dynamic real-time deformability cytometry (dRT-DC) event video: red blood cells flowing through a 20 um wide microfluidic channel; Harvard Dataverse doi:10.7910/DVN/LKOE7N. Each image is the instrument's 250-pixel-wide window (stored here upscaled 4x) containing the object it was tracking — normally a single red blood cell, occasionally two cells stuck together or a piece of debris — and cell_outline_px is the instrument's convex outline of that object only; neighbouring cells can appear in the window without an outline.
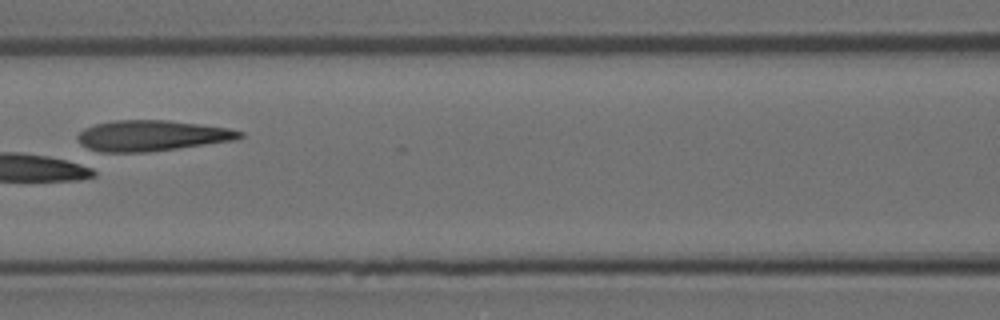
{"species": "Egyptian fruit bat (a non-hibernating species)", "species_latin": "Rousettus aegyptiacus", "temperature_condition": "room temperature", "stored_images_in_passage": 10, "camera_frame_rate_fps": 3000, "um_per_image_px": 0.085, "animal": {"sex": "female"}, "frame": {"image": 1, "passage_image": 7, "time_ms": 2.0, "image_size_px": [1000, 320], "cell_outline_px": [[244, 136], [236, 140], [148, 152], [100, 152], [88, 148], [80, 144], [76, 136], [84, 128], [96, 124], [112, 120], [168, 120], [228, 128], [244, 132]], "centroid_in_image_um": [12.89, 11.53], "position_along_channel_um": 153.7, "area_um2": 29.02}}
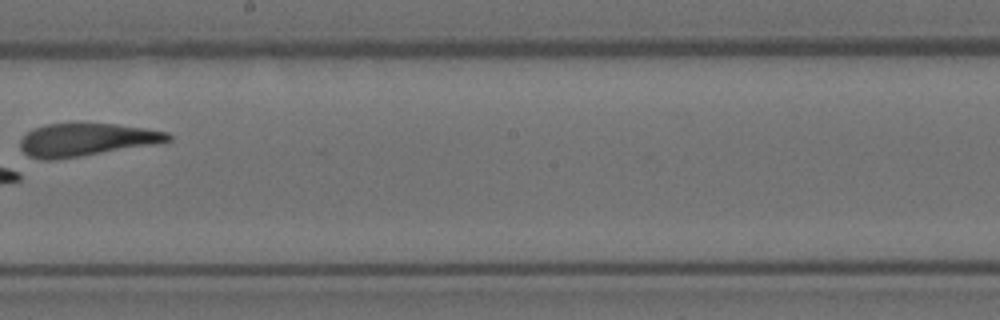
{"frame": {"image": 2, "passage_image": 9, "time_ms": 2.667, "image_size_px": [1000, 320], "cell_outline_px": [[172, 140], [160, 144], [48, 160], [44, 160], [28, 156], [20, 148], [20, 140], [32, 128], [48, 124], [76, 120], [116, 124], [144, 128], [168, 132], [172, 136]], "centroid_in_image_um": [7.35, 11.82], "position_along_channel_um": 240.8, "area_um2": 28.96}}
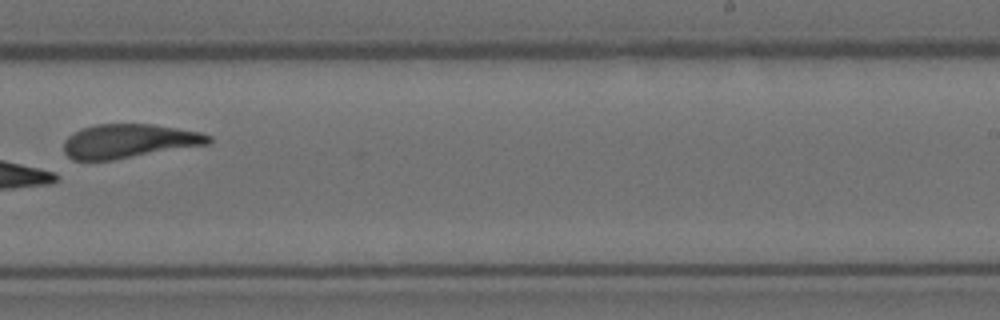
{"frame": {"image": 3, "passage_image": 10, "time_ms": 3.0, "image_size_px": [1000, 320], "cell_outline_px": [[212, 140], [208, 144], [112, 160], [72, 160], [64, 152], [64, 140], [68, 136], [80, 128], [96, 124], [152, 124], [200, 132], [212, 136]], "centroid_in_image_um": [10.93, 11.99], "position_along_channel_um": 278.1, "area_um2": 28.61}}